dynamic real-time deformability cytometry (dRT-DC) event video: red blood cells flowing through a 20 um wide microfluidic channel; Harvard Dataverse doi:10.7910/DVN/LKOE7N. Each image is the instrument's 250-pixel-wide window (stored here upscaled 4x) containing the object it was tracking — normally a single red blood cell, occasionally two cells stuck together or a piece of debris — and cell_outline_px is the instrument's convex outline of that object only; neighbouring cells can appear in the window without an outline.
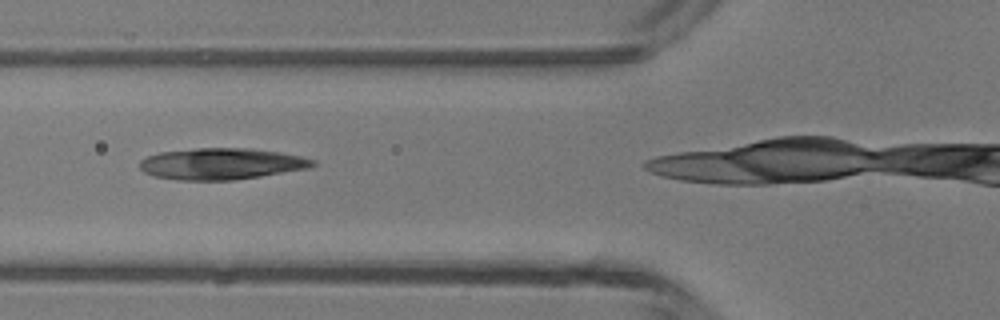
{"species": "common noctule bat (a hibernating species)", "species_latin": "Nyctalus noctula", "temperature_condition": "room temperature", "stored_images_in_passage": 3, "camera_frame_rate_fps": 3000, "um_per_image_px": 0.085, "animal": {"sex": "male", "body_mass_g": 13.3}, "frame": {"image": 1, "passage_image": 2, "time_ms": 1.0, "image_size_px": [1000, 320], "cell_outline_px": [[316, 164], [312, 168], [260, 176], [232, 180], [176, 180], [156, 176], [144, 172], [140, 168], [140, 160], [148, 156], [160, 152], [196, 148], [252, 148], [300, 156], [316, 160]], "centroid_in_image_um": [18.84, 13.92], "position_along_channel_um": 107.0, "area_um2": 31.62}}